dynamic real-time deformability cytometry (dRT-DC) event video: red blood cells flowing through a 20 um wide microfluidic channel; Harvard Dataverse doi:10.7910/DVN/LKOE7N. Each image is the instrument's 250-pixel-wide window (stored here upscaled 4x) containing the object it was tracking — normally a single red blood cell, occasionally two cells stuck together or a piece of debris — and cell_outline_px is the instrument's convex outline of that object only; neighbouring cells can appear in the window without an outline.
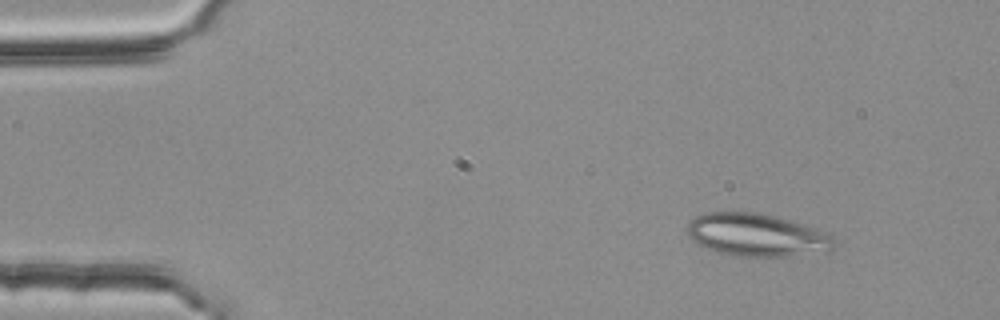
{"species": "common noctule bat (a hibernating species)", "species_latin": "Nyctalus noctula", "temperature_condition": "room temperature", "stored_images_in_passage": 3, "camera_frame_rate_fps": 3000, "um_per_image_px": 0.085, "animal": {"sex": "female", "body_mass_g": 25.1}, "frame": {"image": 1, "passage_image": 1, "time_ms": 0.0, "image_size_px": [1000, 320], "cell_outline_px": [[832, 248], [828, 252], [784, 256], [736, 256], [720, 252], [696, 244], [688, 236], [688, 220], [704, 212], [760, 212], [776, 216], [816, 228], [832, 236]], "centroid_in_image_um": [64.28, 19.96], "position_along_channel_um": 20.7, "area_um2": 36.53}}